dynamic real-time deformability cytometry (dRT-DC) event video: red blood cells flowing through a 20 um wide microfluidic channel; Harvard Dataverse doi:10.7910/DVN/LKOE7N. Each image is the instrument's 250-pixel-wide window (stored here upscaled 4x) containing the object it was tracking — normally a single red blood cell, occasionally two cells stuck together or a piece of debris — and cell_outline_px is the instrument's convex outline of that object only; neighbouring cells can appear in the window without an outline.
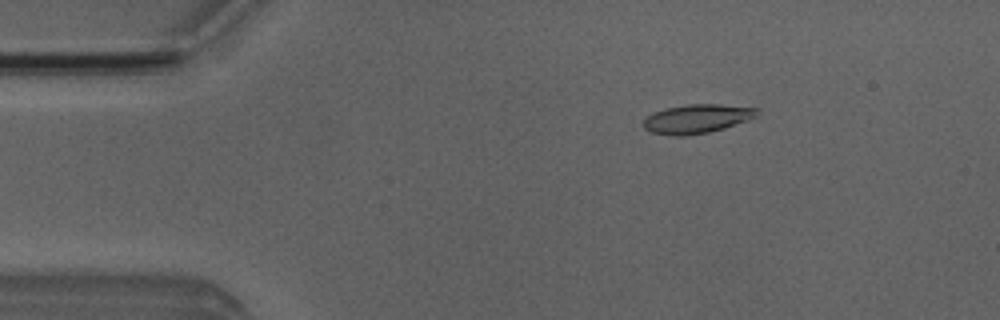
{"species": "Egyptian fruit bat (a non-hibernating species)", "species_latin": "Rousettus aegyptiacus", "temperature_condition": "room temperature", "stored_images_in_passage": 2, "camera_frame_rate_fps": 3000, "um_per_image_px": 0.085, "animal": {"sex": "male"}, "frame": {"image": 1, "passage_image": 1, "time_ms": 0.0, "image_size_px": [1000, 320], "cell_outline_px": [[760, 108], [756, 116], [748, 120], [724, 128], [708, 132], [688, 136], [676, 136], [652, 132], [644, 128], [644, 120], [648, 116], [664, 108], [688, 104], [720, 104]], "centroid_in_image_um": [59.27, 10.09], "position_along_channel_um": 25.7, "area_um2": 19.07}}